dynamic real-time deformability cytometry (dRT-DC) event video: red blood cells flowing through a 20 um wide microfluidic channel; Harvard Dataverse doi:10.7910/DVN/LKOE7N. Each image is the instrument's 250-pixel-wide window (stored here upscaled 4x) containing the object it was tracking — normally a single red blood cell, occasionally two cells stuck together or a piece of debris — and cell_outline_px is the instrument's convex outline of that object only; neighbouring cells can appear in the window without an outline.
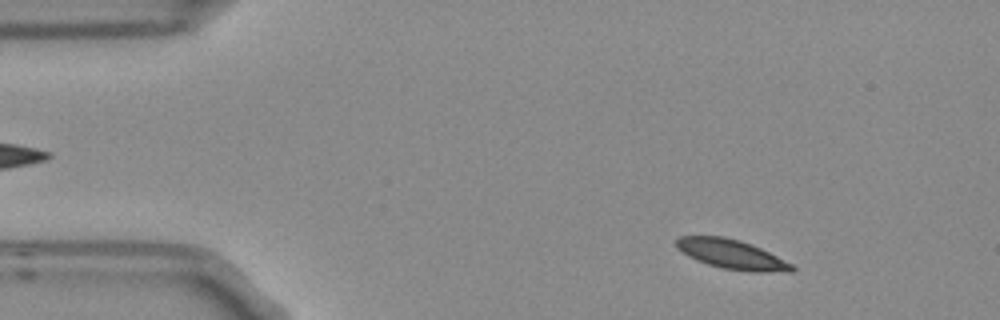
{"species": "Egyptian fruit bat (a non-hibernating species)", "species_latin": "Rousettus aegyptiacus", "temperature_condition": "room temperature", "stored_images_in_passage": 3, "camera_frame_rate_fps": 3000, "um_per_image_px": 0.085, "frame": {"image": 1, "passage_image": 1, "time_ms": 0.0, "image_size_px": [1000, 320], "cell_outline_px": [[796, 268], [792, 272], [752, 272], [720, 268], [696, 260], [688, 256], [676, 248], [676, 240], [680, 236], [724, 236], [740, 240], [752, 244], [792, 264]], "centroid_in_image_um": [62.18, 21.62], "position_along_channel_um": 22.8, "area_um2": 19.88}}